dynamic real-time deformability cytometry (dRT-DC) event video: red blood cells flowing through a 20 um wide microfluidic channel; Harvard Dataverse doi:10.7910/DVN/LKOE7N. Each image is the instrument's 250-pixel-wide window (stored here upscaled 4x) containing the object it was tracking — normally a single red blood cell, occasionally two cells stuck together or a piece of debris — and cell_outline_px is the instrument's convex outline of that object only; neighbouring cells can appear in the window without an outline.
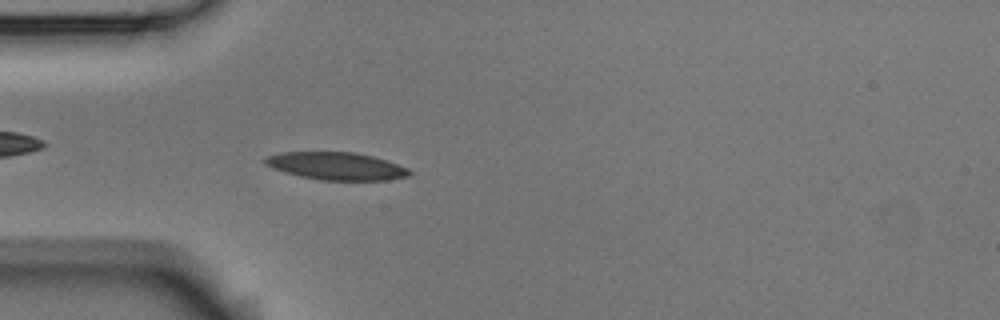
{"species": "Egyptian fruit bat (a non-hibernating species)", "species_latin": "Rousettus aegyptiacus", "temperature_condition": "room temperature", "stored_images_in_passage": 6, "camera_frame_rate_fps": 3000, "um_per_image_px": 0.085, "animal": {"sex": "male"}, "frame": {"image": 1, "passage_image": 6, "time_ms": 1.667, "image_size_px": [1000, 320], "cell_outline_px": [[412, 172], [408, 176], [388, 180], [320, 180], [300, 176], [284, 172], [272, 168], [264, 164], [264, 156], [280, 152], [356, 152], [372, 156], [408, 168]], "centroid_in_image_um": [28.54, 14.11], "position_along_channel_um": 56.5, "area_um2": 23.24}}